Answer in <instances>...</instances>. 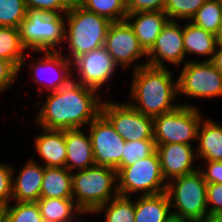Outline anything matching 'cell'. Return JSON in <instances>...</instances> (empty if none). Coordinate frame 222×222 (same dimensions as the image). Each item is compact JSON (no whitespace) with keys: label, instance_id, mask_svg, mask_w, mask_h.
<instances>
[{"label":"cell","instance_id":"cell-43","mask_svg":"<svg viewBox=\"0 0 222 222\" xmlns=\"http://www.w3.org/2000/svg\"><path fill=\"white\" fill-rule=\"evenodd\" d=\"M0 222H5V213L3 209H0Z\"/></svg>","mask_w":222,"mask_h":222},{"label":"cell","instance_id":"cell-35","mask_svg":"<svg viewBox=\"0 0 222 222\" xmlns=\"http://www.w3.org/2000/svg\"><path fill=\"white\" fill-rule=\"evenodd\" d=\"M13 169L0 163V209H4L12 201Z\"/></svg>","mask_w":222,"mask_h":222},{"label":"cell","instance_id":"cell-2","mask_svg":"<svg viewBox=\"0 0 222 222\" xmlns=\"http://www.w3.org/2000/svg\"><path fill=\"white\" fill-rule=\"evenodd\" d=\"M134 79L129 103L144 115L155 117L176 109L172 104L178 93L177 80L173 83L172 74L167 68L147 65L134 66ZM137 104V105H136Z\"/></svg>","mask_w":222,"mask_h":222},{"label":"cell","instance_id":"cell-13","mask_svg":"<svg viewBox=\"0 0 222 222\" xmlns=\"http://www.w3.org/2000/svg\"><path fill=\"white\" fill-rule=\"evenodd\" d=\"M72 66L80 78L77 83L97 91L111 77L117 64L103 46L76 58Z\"/></svg>","mask_w":222,"mask_h":222},{"label":"cell","instance_id":"cell-40","mask_svg":"<svg viewBox=\"0 0 222 222\" xmlns=\"http://www.w3.org/2000/svg\"><path fill=\"white\" fill-rule=\"evenodd\" d=\"M206 61H211L214 67L222 74V48L218 49V52L216 49V53Z\"/></svg>","mask_w":222,"mask_h":222},{"label":"cell","instance_id":"cell-1","mask_svg":"<svg viewBox=\"0 0 222 222\" xmlns=\"http://www.w3.org/2000/svg\"><path fill=\"white\" fill-rule=\"evenodd\" d=\"M71 80L67 85L51 91L37 117L44 129H77L90 124L101 114L103 101L96 90Z\"/></svg>","mask_w":222,"mask_h":222},{"label":"cell","instance_id":"cell-8","mask_svg":"<svg viewBox=\"0 0 222 222\" xmlns=\"http://www.w3.org/2000/svg\"><path fill=\"white\" fill-rule=\"evenodd\" d=\"M117 180H119L117 191L122 196H129V193L140 191H143L141 194L143 196L155 195L167 189L157 151L133 165L120 168L117 171Z\"/></svg>","mask_w":222,"mask_h":222},{"label":"cell","instance_id":"cell-21","mask_svg":"<svg viewBox=\"0 0 222 222\" xmlns=\"http://www.w3.org/2000/svg\"><path fill=\"white\" fill-rule=\"evenodd\" d=\"M139 198L134 202L135 222H168L173 218V214L169 212L171 206L166 191Z\"/></svg>","mask_w":222,"mask_h":222},{"label":"cell","instance_id":"cell-5","mask_svg":"<svg viewBox=\"0 0 222 222\" xmlns=\"http://www.w3.org/2000/svg\"><path fill=\"white\" fill-rule=\"evenodd\" d=\"M167 183L166 193L170 206L177 208L178 212H171L173 217L183 222H201L208 214L207 209V183L201 171L183 175ZM172 182V183H170ZM175 199V200H172ZM172 201H174L172 203Z\"/></svg>","mask_w":222,"mask_h":222},{"label":"cell","instance_id":"cell-4","mask_svg":"<svg viewBox=\"0 0 222 222\" xmlns=\"http://www.w3.org/2000/svg\"><path fill=\"white\" fill-rule=\"evenodd\" d=\"M116 180L117 171L111 167L94 165L78 170L72 174V199L82 213H94L118 195Z\"/></svg>","mask_w":222,"mask_h":222},{"label":"cell","instance_id":"cell-14","mask_svg":"<svg viewBox=\"0 0 222 222\" xmlns=\"http://www.w3.org/2000/svg\"><path fill=\"white\" fill-rule=\"evenodd\" d=\"M149 60L147 65L165 68L162 61L179 66L185 57L183 28L177 21L169 20L156 38L152 48L147 52Z\"/></svg>","mask_w":222,"mask_h":222},{"label":"cell","instance_id":"cell-39","mask_svg":"<svg viewBox=\"0 0 222 222\" xmlns=\"http://www.w3.org/2000/svg\"><path fill=\"white\" fill-rule=\"evenodd\" d=\"M207 171H202L204 181L207 184H222V161H206Z\"/></svg>","mask_w":222,"mask_h":222},{"label":"cell","instance_id":"cell-36","mask_svg":"<svg viewBox=\"0 0 222 222\" xmlns=\"http://www.w3.org/2000/svg\"><path fill=\"white\" fill-rule=\"evenodd\" d=\"M167 0H126L128 13L142 11H164Z\"/></svg>","mask_w":222,"mask_h":222},{"label":"cell","instance_id":"cell-3","mask_svg":"<svg viewBox=\"0 0 222 222\" xmlns=\"http://www.w3.org/2000/svg\"><path fill=\"white\" fill-rule=\"evenodd\" d=\"M64 15L69 20V29L66 26L65 30V40L70 47V53L65 57L67 60L72 63L81 55L104 46L108 29L112 24L110 20L84 9L76 1L72 2Z\"/></svg>","mask_w":222,"mask_h":222},{"label":"cell","instance_id":"cell-6","mask_svg":"<svg viewBox=\"0 0 222 222\" xmlns=\"http://www.w3.org/2000/svg\"><path fill=\"white\" fill-rule=\"evenodd\" d=\"M66 22L61 14H50L39 9H27L19 26L23 46L35 52L57 51V45L65 40Z\"/></svg>","mask_w":222,"mask_h":222},{"label":"cell","instance_id":"cell-24","mask_svg":"<svg viewBox=\"0 0 222 222\" xmlns=\"http://www.w3.org/2000/svg\"><path fill=\"white\" fill-rule=\"evenodd\" d=\"M183 42L186 53L198 55L214 54L216 51V35L206 31L192 22L183 26Z\"/></svg>","mask_w":222,"mask_h":222},{"label":"cell","instance_id":"cell-11","mask_svg":"<svg viewBox=\"0 0 222 222\" xmlns=\"http://www.w3.org/2000/svg\"><path fill=\"white\" fill-rule=\"evenodd\" d=\"M89 126L96 165L115 169L121 162L126 141L117 134L112 124L102 114Z\"/></svg>","mask_w":222,"mask_h":222},{"label":"cell","instance_id":"cell-30","mask_svg":"<svg viewBox=\"0 0 222 222\" xmlns=\"http://www.w3.org/2000/svg\"><path fill=\"white\" fill-rule=\"evenodd\" d=\"M155 151L156 144L154 140L126 141L121 162L115 170L118 171L122 167L133 165L138 160L152 155Z\"/></svg>","mask_w":222,"mask_h":222},{"label":"cell","instance_id":"cell-37","mask_svg":"<svg viewBox=\"0 0 222 222\" xmlns=\"http://www.w3.org/2000/svg\"><path fill=\"white\" fill-rule=\"evenodd\" d=\"M19 71L12 62L0 58V92L13 84Z\"/></svg>","mask_w":222,"mask_h":222},{"label":"cell","instance_id":"cell-18","mask_svg":"<svg viewBox=\"0 0 222 222\" xmlns=\"http://www.w3.org/2000/svg\"><path fill=\"white\" fill-rule=\"evenodd\" d=\"M44 166L29 161L19 172L12 186V200L16 202H37L40 199Z\"/></svg>","mask_w":222,"mask_h":222},{"label":"cell","instance_id":"cell-7","mask_svg":"<svg viewBox=\"0 0 222 222\" xmlns=\"http://www.w3.org/2000/svg\"><path fill=\"white\" fill-rule=\"evenodd\" d=\"M201 115L195 106L184 104L176 109L153 117L154 141L160 144L191 145L192 139H197Z\"/></svg>","mask_w":222,"mask_h":222},{"label":"cell","instance_id":"cell-32","mask_svg":"<svg viewBox=\"0 0 222 222\" xmlns=\"http://www.w3.org/2000/svg\"><path fill=\"white\" fill-rule=\"evenodd\" d=\"M3 210L5 222H44L37 202H16L15 206L8 205Z\"/></svg>","mask_w":222,"mask_h":222},{"label":"cell","instance_id":"cell-26","mask_svg":"<svg viewBox=\"0 0 222 222\" xmlns=\"http://www.w3.org/2000/svg\"><path fill=\"white\" fill-rule=\"evenodd\" d=\"M19 29L0 26V58L12 62L19 70L24 63V50Z\"/></svg>","mask_w":222,"mask_h":222},{"label":"cell","instance_id":"cell-34","mask_svg":"<svg viewBox=\"0 0 222 222\" xmlns=\"http://www.w3.org/2000/svg\"><path fill=\"white\" fill-rule=\"evenodd\" d=\"M74 0H25L27 9H39L47 11L50 14H65L70 9Z\"/></svg>","mask_w":222,"mask_h":222},{"label":"cell","instance_id":"cell-9","mask_svg":"<svg viewBox=\"0 0 222 222\" xmlns=\"http://www.w3.org/2000/svg\"><path fill=\"white\" fill-rule=\"evenodd\" d=\"M101 114L125 141L154 140L153 117L142 114L128 102H103Z\"/></svg>","mask_w":222,"mask_h":222},{"label":"cell","instance_id":"cell-10","mask_svg":"<svg viewBox=\"0 0 222 222\" xmlns=\"http://www.w3.org/2000/svg\"><path fill=\"white\" fill-rule=\"evenodd\" d=\"M178 93L195 98L222 96V74L211 61H188L177 80Z\"/></svg>","mask_w":222,"mask_h":222},{"label":"cell","instance_id":"cell-41","mask_svg":"<svg viewBox=\"0 0 222 222\" xmlns=\"http://www.w3.org/2000/svg\"><path fill=\"white\" fill-rule=\"evenodd\" d=\"M201 222H222V213H208Z\"/></svg>","mask_w":222,"mask_h":222},{"label":"cell","instance_id":"cell-19","mask_svg":"<svg viewBox=\"0 0 222 222\" xmlns=\"http://www.w3.org/2000/svg\"><path fill=\"white\" fill-rule=\"evenodd\" d=\"M35 140L39 155L46 161L44 167H65L67 149L65 130L44 129Z\"/></svg>","mask_w":222,"mask_h":222},{"label":"cell","instance_id":"cell-28","mask_svg":"<svg viewBox=\"0 0 222 222\" xmlns=\"http://www.w3.org/2000/svg\"><path fill=\"white\" fill-rule=\"evenodd\" d=\"M110 203V204H108ZM105 211L106 222H135L134 202L128 196L117 195L94 213Z\"/></svg>","mask_w":222,"mask_h":222},{"label":"cell","instance_id":"cell-25","mask_svg":"<svg viewBox=\"0 0 222 222\" xmlns=\"http://www.w3.org/2000/svg\"><path fill=\"white\" fill-rule=\"evenodd\" d=\"M37 205L44 222H71L74 213H82L73 199L40 198Z\"/></svg>","mask_w":222,"mask_h":222},{"label":"cell","instance_id":"cell-16","mask_svg":"<svg viewBox=\"0 0 222 222\" xmlns=\"http://www.w3.org/2000/svg\"><path fill=\"white\" fill-rule=\"evenodd\" d=\"M125 20L133 29L140 46L147 53L154 45L156 38L169 21V18L164 11H142L128 13Z\"/></svg>","mask_w":222,"mask_h":222},{"label":"cell","instance_id":"cell-22","mask_svg":"<svg viewBox=\"0 0 222 222\" xmlns=\"http://www.w3.org/2000/svg\"><path fill=\"white\" fill-rule=\"evenodd\" d=\"M40 198L72 199V173L65 167H44Z\"/></svg>","mask_w":222,"mask_h":222},{"label":"cell","instance_id":"cell-20","mask_svg":"<svg viewBox=\"0 0 222 222\" xmlns=\"http://www.w3.org/2000/svg\"><path fill=\"white\" fill-rule=\"evenodd\" d=\"M45 56H43V59H37L38 62L35 63V65L33 64L32 67L35 70L34 72V80L37 83H43V79L45 80V77L42 78V74L45 73L46 68L48 67V69H53V70H57L59 72L58 77L56 76L55 78H53V80H49V84L46 85V88L51 90V91H56L59 88L67 85L72 79L71 74H70V70H71V66L72 63L67 60L64 55H62V53L58 52V51H45L44 52ZM64 57V58H63ZM45 70V71H44ZM44 76V75H43Z\"/></svg>","mask_w":222,"mask_h":222},{"label":"cell","instance_id":"cell-17","mask_svg":"<svg viewBox=\"0 0 222 222\" xmlns=\"http://www.w3.org/2000/svg\"><path fill=\"white\" fill-rule=\"evenodd\" d=\"M81 128L65 129V144L67 158L65 168L83 170L96 165L90 135H86Z\"/></svg>","mask_w":222,"mask_h":222},{"label":"cell","instance_id":"cell-31","mask_svg":"<svg viewBox=\"0 0 222 222\" xmlns=\"http://www.w3.org/2000/svg\"><path fill=\"white\" fill-rule=\"evenodd\" d=\"M26 13L25 0H0V26L19 28Z\"/></svg>","mask_w":222,"mask_h":222},{"label":"cell","instance_id":"cell-29","mask_svg":"<svg viewBox=\"0 0 222 222\" xmlns=\"http://www.w3.org/2000/svg\"><path fill=\"white\" fill-rule=\"evenodd\" d=\"M191 21L206 31L216 34L222 26V7L219 0H207Z\"/></svg>","mask_w":222,"mask_h":222},{"label":"cell","instance_id":"cell-42","mask_svg":"<svg viewBox=\"0 0 222 222\" xmlns=\"http://www.w3.org/2000/svg\"><path fill=\"white\" fill-rule=\"evenodd\" d=\"M215 35H216V47L222 48V26Z\"/></svg>","mask_w":222,"mask_h":222},{"label":"cell","instance_id":"cell-12","mask_svg":"<svg viewBox=\"0 0 222 222\" xmlns=\"http://www.w3.org/2000/svg\"><path fill=\"white\" fill-rule=\"evenodd\" d=\"M104 47L116 64H121L120 66L123 68H128L127 66H130L135 60L147 55L126 20L112 22L105 38Z\"/></svg>","mask_w":222,"mask_h":222},{"label":"cell","instance_id":"cell-44","mask_svg":"<svg viewBox=\"0 0 222 222\" xmlns=\"http://www.w3.org/2000/svg\"><path fill=\"white\" fill-rule=\"evenodd\" d=\"M168 222H183V221L179 220V219L176 218V217H173V218L170 219Z\"/></svg>","mask_w":222,"mask_h":222},{"label":"cell","instance_id":"cell-15","mask_svg":"<svg viewBox=\"0 0 222 222\" xmlns=\"http://www.w3.org/2000/svg\"><path fill=\"white\" fill-rule=\"evenodd\" d=\"M192 148V145L175 143L156 146L164 180L169 178L175 179L197 171V169L192 166L196 158V152H194L195 150Z\"/></svg>","mask_w":222,"mask_h":222},{"label":"cell","instance_id":"cell-38","mask_svg":"<svg viewBox=\"0 0 222 222\" xmlns=\"http://www.w3.org/2000/svg\"><path fill=\"white\" fill-rule=\"evenodd\" d=\"M212 207L208 213H222V184H207V205Z\"/></svg>","mask_w":222,"mask_h":222},{"label":"cell","instance_id":"cell-27","mask_svg":"<svg viewBox=\"0 0 222 222\" xmlns=\"http://www.w3.org/2000/svg\"><path fill=\"white\" fill-rule=\"evenodd\" d=\"M84 9L105 17L111 22L125 20L126 0H75Z\"/></svg>","mask_w":222,"mask_h":222},{"label":"cell","instance_id":"cell-23","mask_svg":"<svg viewBox=\"0 0 222 222\" xmlns=\"http://www.w3.org/2000/svg\"><path fill=\"white\" fill-rule=\"evenodd\" d=\"M199 126V147L196 156L205 161H222V126L215 121L206 120ZM201 129V130H200Z\"/></svg>","mask_w":222,"mask_h":222},{"label":"cell","instance_id":"cell-33","mask_svg":"<svg viewBox=\"0 0 222 222\" xmlns=\"http://www.w3.org/2000/svg\"><path fill=\"white\" fill-rule=\"evenodd\" d=\"M206 1L207 0H167L164 12L171 21H176L177 19L191 20Z\"/></svg>","mask_w":222,"mask_h":222}]
</instances>
